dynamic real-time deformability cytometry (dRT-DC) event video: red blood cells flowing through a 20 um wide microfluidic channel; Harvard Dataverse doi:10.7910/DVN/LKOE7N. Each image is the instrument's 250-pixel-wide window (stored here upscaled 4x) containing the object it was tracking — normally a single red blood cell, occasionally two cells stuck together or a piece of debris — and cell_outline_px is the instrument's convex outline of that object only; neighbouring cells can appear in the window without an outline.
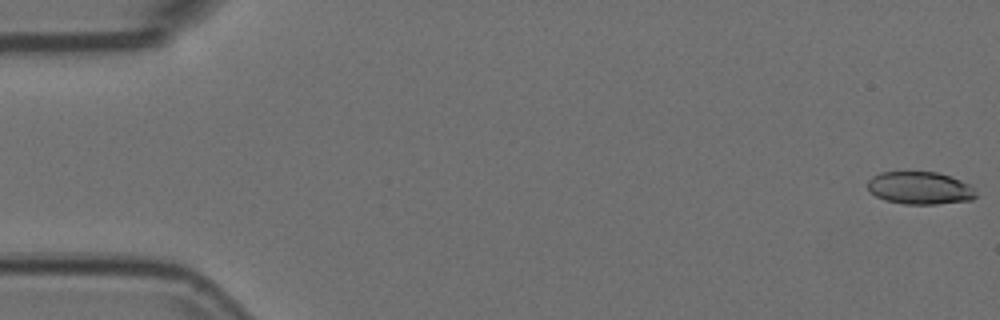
{"species": "Egyptian fruit bat (a non-hibernating species)", "species_latin": "Rousettus aegyptiacus", "temperature_condition": "room temperature", "stored_images_in_passage": 51, "camera_frame_rate_fps": 3000, "um_per_image_px": 0.085, "animal": {"sex": "female"}, "frame": {"image": 1, "passage_image": 1, "time_ms": 0.0, "image_size_px": [1000, 320], "cell_outline_px": [[976, 196], [972, 200], [936, 204], [904, 204], [884, 200], [868, 192], [868, 180], [872, 176], [880, 172], [936, 172], [960, 180], [968, 184], [976, 192]], "centroid_in_image_um": [78.15, 15.99], "position_along_channel_um": 6.8, "area_um2": 20.58}}
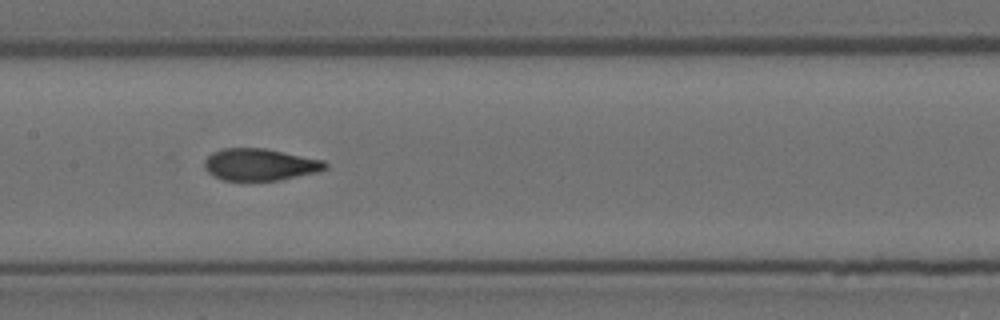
{"frame": {"image": 2, "passage_image": 27, "time_ms": 8.667, "image_size_px": [1000, 320], "cell_outline_px": [[328, 168], [320, 172], [280, 180], [224, 180], [212, 176], [204, 168], [204, 160], [212, 152], [220, 148], [264, 148], [324, 160], [328, 164]], "centroid_in_image_um": [22.1, 13.99], "position_along_channel_um": 185.3, "area_um2": 22.72}}
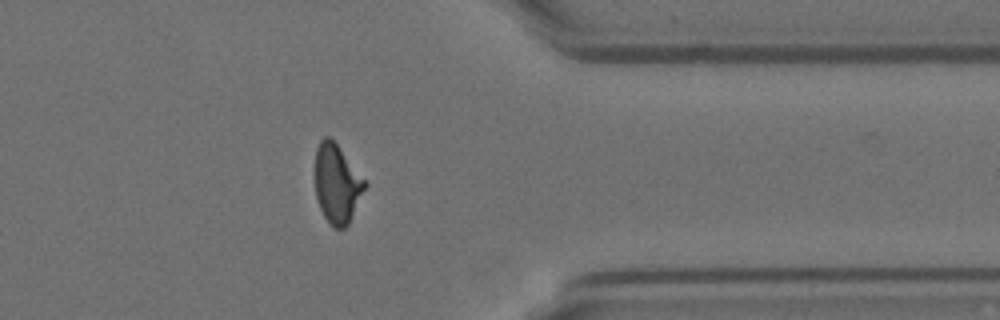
{"frame": {"image": 3, "passage_image": 44, "time_ms": 14.333, "image_size_px": [1000, 320], "cell_outline_px": [[368, 184], [348, 224], [344, 228], [336, 228], [324, 216], [320, 208], [316, 196], [312, 172], [316, 148], [320, 140], [324, 136], [328, 136], [336, 144]], "centroid_in_image_um": [28.59, 15.59], "position_along_channel_um": 382.8, "area_um2": 23.0}, "authors_computed_cell_mechanics": {"area_um2": 22.7154, "velocity_mm_per_s": 3.7256, "shape_relaxation_time_tau1_ms": 6.1737, "shape_relaxation_time_tau2_ms": 1.1355, "deformation_change_tau1": 0.2006, "deformation_change_tau2": 0.0806}}